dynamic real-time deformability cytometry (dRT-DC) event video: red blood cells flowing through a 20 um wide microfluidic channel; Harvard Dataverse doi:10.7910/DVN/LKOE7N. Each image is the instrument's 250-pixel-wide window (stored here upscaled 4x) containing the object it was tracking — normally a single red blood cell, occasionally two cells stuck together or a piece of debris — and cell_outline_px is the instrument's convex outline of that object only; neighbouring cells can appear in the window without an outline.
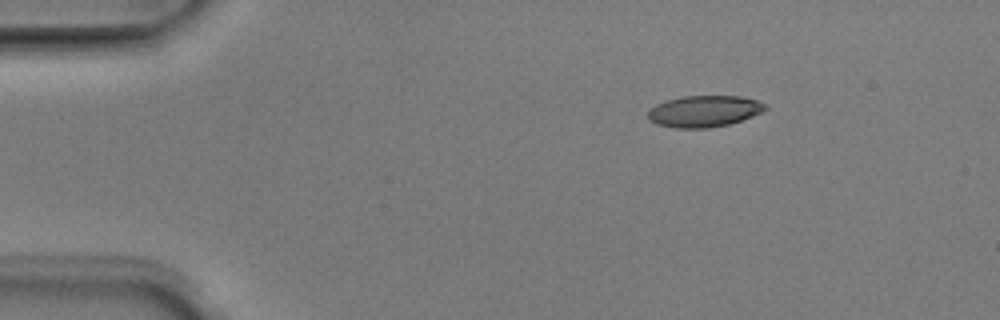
{"species": "Egyptian fruit bat (a non-hibernating species)", "species_latin": "Rousettus aegyptiacus", "temperature_condition": "room temperature", "stored_images_in_passage": 44, "camera_frame_rate_fps": 3000, "um_per_image_px": 0.085, "animal": {"sex": "male"}, "frame": {"image": 1, "passage_image": 1, "time_ms": 0.0, "image_size_px": [1000, 320], "cell_outline_px": [[768, 108], [752, 116], [728, 124], [708, 128], [676, 128], [656, 124], [648, 120], [648, 112], [656, 104], [668, 100], [684, 96], [740, 96], [756, 100], [768, 104]], "centroid_in_image_um": [59.85, 9.45], "position_along_channel_um": 25.1, "area_um2": 21.39}}
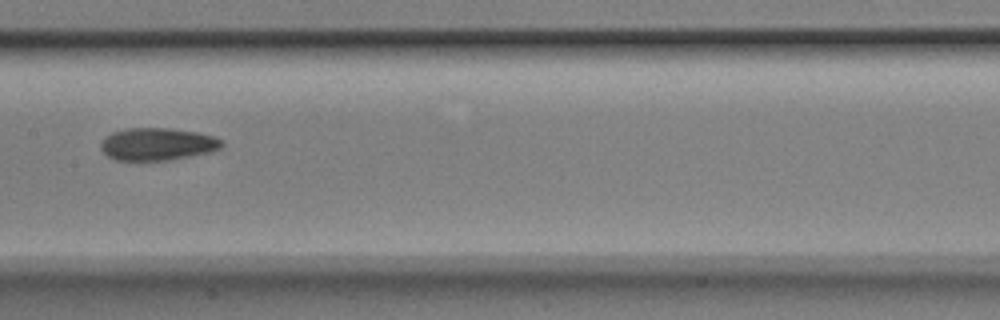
{"frame": {"image": 2, "passage_image": 19, "time_ms": 6.0, "image_size_px": [1000, 320], "cell_outline_px": [[224, 144], [220, 148], [212, 152], [168, 160], [116, 160], [108, 156], [100, 148], [100, 144], [104, 136], [112, 132], [128, 128], [172, 128], [196, 132], [216, 136], [224, 140]], "centroid_in_image_um": [13.41, 12.24], "position_along_channel_um": 194.0, "area_um2": 23.12}}
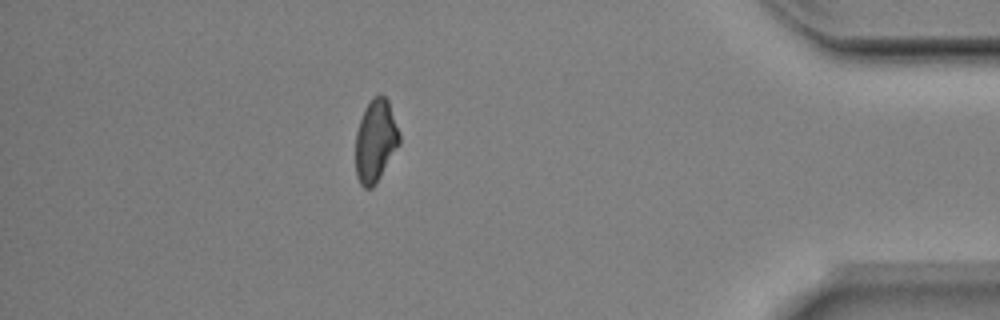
{"frame": {"image": 3, "passage_image": 38, "time_ms": 12.333, "image_size_px": [1000, 320], "cell_outline_px": [[400, 144], [376, 184], [372, 188], [364, 188], [360, 184], [356, 176], [356, 132], [364, 108], [372, 96], [380, 92], [388, 100], [400, 132]], "centroid_in_image_um": [31.93, 11.95], "position_along_channel_um": 403.3, "area_um2": 21.39}, "authors_computed_cell_mechanics": {"area_um2": 22.3108, "velocity_mm_per_s": 3.9795, "shape_relaxation_time_tau1_ms": 4.0279, "shape_relaxation_time_tau2_ms": 2.9226, "deformation_change_tau1": 0.1303, "deformation_change_tau2": 0.086}}